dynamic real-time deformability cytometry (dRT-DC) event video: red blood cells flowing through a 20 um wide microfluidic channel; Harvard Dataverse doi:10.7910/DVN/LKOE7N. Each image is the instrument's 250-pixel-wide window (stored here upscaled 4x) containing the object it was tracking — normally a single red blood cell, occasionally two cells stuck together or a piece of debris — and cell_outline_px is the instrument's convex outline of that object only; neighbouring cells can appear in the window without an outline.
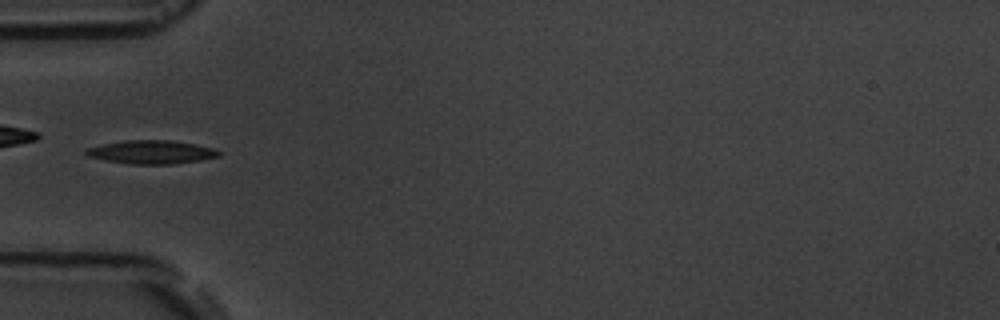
{"species": "common noctule bat (a hibernating species)", "species_latin": "Nyctalus noctula", "temperature_condition": "room temperature", "stored_images_in_passage": 4, "camera_frame_rate_fps": 3000, "um_per_image_px": 0.085, "animal": {"sex": "male", "body_mass_g": 19.5, "forearm_length_mm": 54.6}, "frame": {"image": 1, "passage_image": 4, "time_ms": 3.667, "image_size_px": [1000, 320], "cell_outline_px": [[224, 152], [220, 156], [200, 160], [172, 164], [128, 164], [104, 160], [88, 156], [84, 152], [88, 148], [104, 144], [124, 140], [172, 140], [196, 144], [216, 148]], "centroid_in_image_um": [12.94, 12.92], "position_along_channel_um": 72.1, "area_um2": 18.32}}